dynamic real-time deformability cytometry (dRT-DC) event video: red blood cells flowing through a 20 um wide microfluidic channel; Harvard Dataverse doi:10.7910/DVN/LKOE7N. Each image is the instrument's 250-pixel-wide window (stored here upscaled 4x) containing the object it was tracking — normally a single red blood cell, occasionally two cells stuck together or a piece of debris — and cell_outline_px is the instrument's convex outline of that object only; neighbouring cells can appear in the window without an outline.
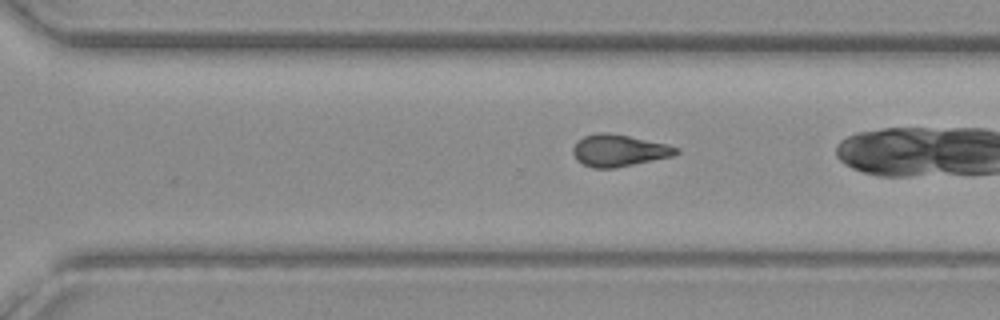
{"species": "common noctule bat (a hibernating species)", "species_latin": "Nyctalus noctula", "temperature_condition": "warm", "stored_images_in_passage": 38, "camera_frame_rate_fps": 3000, "um_per_image_px": 0.085, "animal": {"sex": "female", "body_mass_g": 19.3, "forearm_length_mm": 54.1}, "frame": {"image": 1, "passage_image": 25, "time_ms": 8.0, "image_size_px": [1000, 320], "cell_outline_px": [[680, 152], [672, 156], [612, 168], [592, 168], [576, 160], [572, 152], [572, 148], [576, 140], [584, 136], [596, 132], [608, 132], [668, 144], [680, 148]], "centroid_in_image_um": [52.57, 12.77], "position_along_channel_um": 318.0, "area_um2": 19.19}}